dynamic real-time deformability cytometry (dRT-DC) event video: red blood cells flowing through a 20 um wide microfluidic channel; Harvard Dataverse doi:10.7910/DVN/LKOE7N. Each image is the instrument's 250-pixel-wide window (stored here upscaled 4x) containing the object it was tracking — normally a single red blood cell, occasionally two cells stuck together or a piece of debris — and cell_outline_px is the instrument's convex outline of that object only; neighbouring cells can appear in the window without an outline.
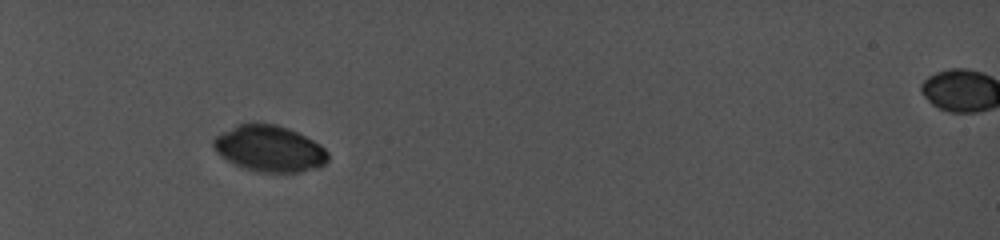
{"species": "common noctule bat (a hibernating species)", "species_latin": "Nyctalus noctula", "temperature_condition": "cold", "stored_images_in_passage": 20, "camera_frame_rate_fps": 5000, "um_per_image_px": 0.085, "animal": {"sex": "female", "body_mass_g": 19.0, "forearm_length_mm": 56.7}, "frame": {"image": 1, "passage_image": 1, "time_ms": 0.0, "image_size_px": [1000, 240], "cell_outline_px": [[328, 160], [320, 168], [300, 172], [256, 172], [244, 168], [220, 156], [216, 152], [212, 144], [212, 140], [216, 136], [240, 124], [272, 124], [288, 128], [320, 144], [328, 152]], "centroid_in_image_um": [22.92, 12.66], "position_along_channel_um": 62.1, "area_um2": 30.52}}
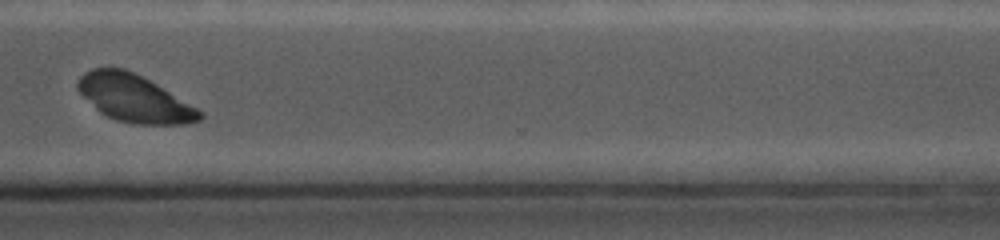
{"frame": {"image": 2, "passage_image": 16, "time_ms": 8.8, "image_size_px": [1000, 240], "cell_outline_px": [[204, 116], [200, 120], [188, 124], [132, 124], [116, 120], [100, 112], [76, 88], [76, 80], [84, 72], [92, 68], [124, 68], [156, 84], [204, 112]], "centroid_in_image_um": [11.41, 8.37], "position_along_channel_um": 359.2, "area_um2": 33.29}}
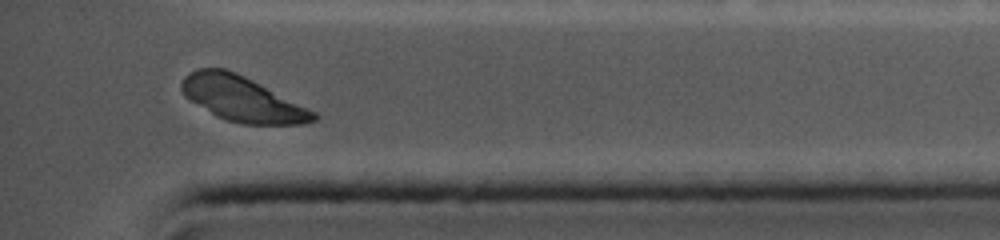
{"frame": {"image": 3, "passage_image": 19, "time_ms": 10.2, "image_size_px": [1000, 240], "cell_outline_px": [[320, 116], [316, 120], [300, 124], [240, 124], [216, 116], [184, 96], [180, 88], [180, 84], [184, 76], [188, 72], [196, 68], [224, 68], [236, 72], [316, 112]], "centroid_in_image_um": [20.55, 8.4], "position_along_channel_um": 414.7, "area_um2": 34.45}}